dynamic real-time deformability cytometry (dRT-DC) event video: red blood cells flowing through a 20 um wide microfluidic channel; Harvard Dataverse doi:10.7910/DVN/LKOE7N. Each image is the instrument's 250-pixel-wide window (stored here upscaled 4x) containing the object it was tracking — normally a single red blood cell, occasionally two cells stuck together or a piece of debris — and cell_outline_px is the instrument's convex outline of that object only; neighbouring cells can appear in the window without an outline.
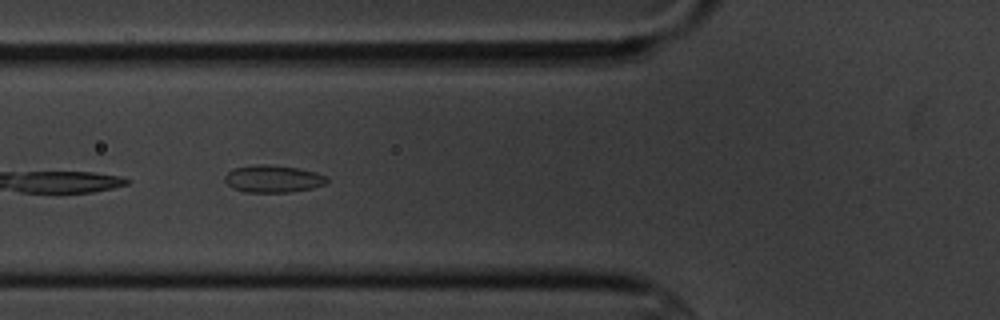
{"species": "common noctule bat (a hibernating species)", "species_latin": "Nyctalus noctula", "temperature_condition": "cold", "stored_images_in_passage": 9, "camera_frame_rate_fps": 3000, "um_per_image_px": 0.085, "animal": {"sex": "male", "body_mass_g": 20.1, "forearm_length_mm": 53.5}, "frame": {"image": 1, "passage_image": 6, "time_ms": 5.667, "image_size_px": [1000, 320], "cell_outline_px": [[328, 180], [324, 184], [312, 188], [288, 192], [244, 192], [232, 188], [224, 180], [224, 176], [228, 172], [236, 168], [256, 164], [264, 164], [300, 168], [316, 172], [328, 176]], "centroid_in_image_um": [23.22, 15.2], "position_along_channel_um": 102.6, "area_um2": 16.24}}
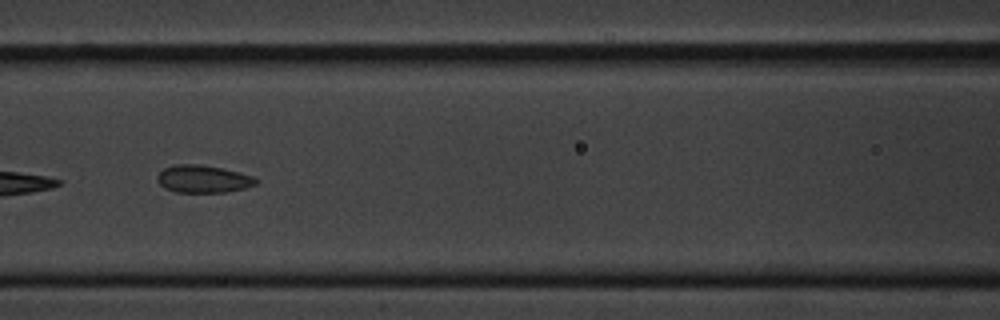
{"frame": {"image": 2, "passage_image": 7, "time_ms": 7.0, "image_size_px": [1000, 320], "cell_outline_px": [[260, 180], [256, 184], [244, 188], [224, 192], [176, 192], [164, 188], [156, 180], [156, 176], [164, 168], [176, 164], [196, 164], [220, 168], [252, 176]], "centroid_in_image_um": [17.23, 15.22], "position_along_channel_um": 149.4, "area_um2": 15.66}}